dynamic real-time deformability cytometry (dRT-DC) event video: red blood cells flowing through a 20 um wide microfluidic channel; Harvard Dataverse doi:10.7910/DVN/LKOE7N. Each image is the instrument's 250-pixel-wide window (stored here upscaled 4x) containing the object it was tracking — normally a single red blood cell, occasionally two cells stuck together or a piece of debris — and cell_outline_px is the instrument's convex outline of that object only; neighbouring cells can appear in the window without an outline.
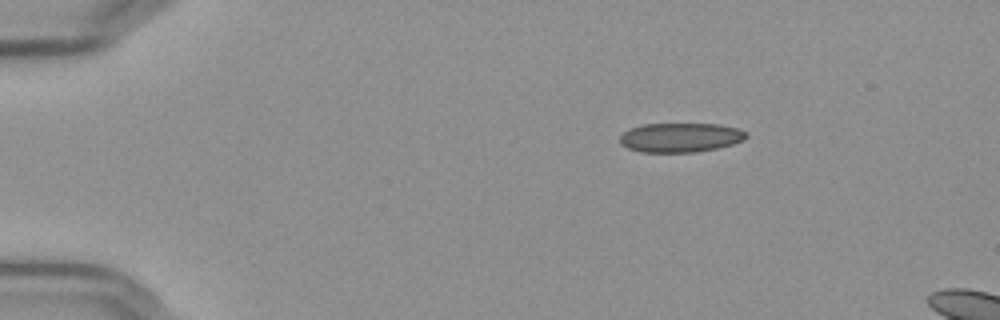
{"species": "Egyptian fruit bat (a non-hibernating species)", "species_latin": "Rousettus aegyptiacus", "temperature_condition": "cold", "stored_images_in_passage": 7, "camera_frame_rate_fps": 3000, "um_per_image_px": 0.085, "frame": {"image": 1, "passage_image": 1, "time_ms": 0.0, "image_size_px": [1000, 320], "cell_outline_px": [[748, 136], [744, 140], [732, 144], [716, 148], [692, 152], [640, 152], [628, 148], [620, 144], [620, 136], [628, 128], [644, 124], [720, 124], [736, 128], [748, 132]], "centroid_in_image_um": [57.82, 11.68], "position_along_channel_um": 27.2, "area_um2": 21.62}}